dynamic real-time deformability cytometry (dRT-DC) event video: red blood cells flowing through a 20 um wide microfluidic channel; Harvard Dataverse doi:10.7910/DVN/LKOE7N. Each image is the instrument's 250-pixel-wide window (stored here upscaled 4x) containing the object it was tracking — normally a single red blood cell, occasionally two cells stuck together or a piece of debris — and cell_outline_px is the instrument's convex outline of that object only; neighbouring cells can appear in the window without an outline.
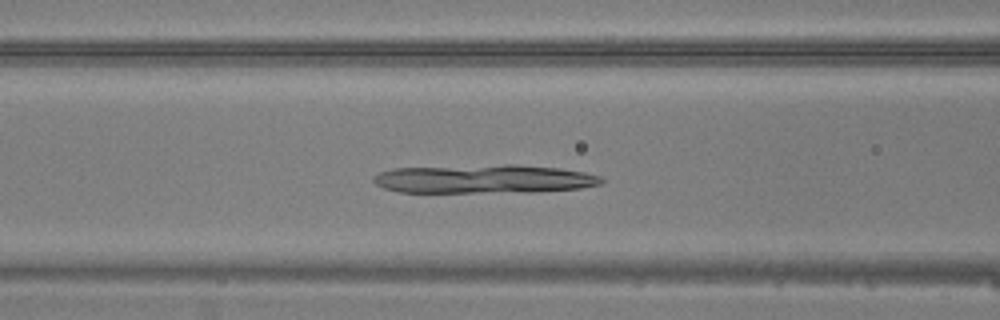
{"species": "common noctule bat (a hibernating species)", "species_latin": "Nyctalus noctula", "temperature_condition": "warm", "stored_images_in_passage": 46, "camera_frame_rate_fps": 3000, "um_per_image_px": 0.085, "animal": {"sex": "male", "body_mass_g": 20.5, "forearm_length_mm": 52.5}, "frame": {"image": 1, "passage_image": 19, "time_ms": 6.0, "image_size_px": [1000, 320], "cell_outline_px": [[604, 180], [600, 184], [580, 188], [532, 192], [400, 192], [384, 188], [376, 184], [372, 180], [372, 176], [380, 172], [392, 168], [504, 164], [516, 164], [560, 168], [584, 172], [600, 176]], "centroid_in_image_um": [41.12, 15.2], "position_along_channel_um": 125.5, "area_um2": 38.26}}
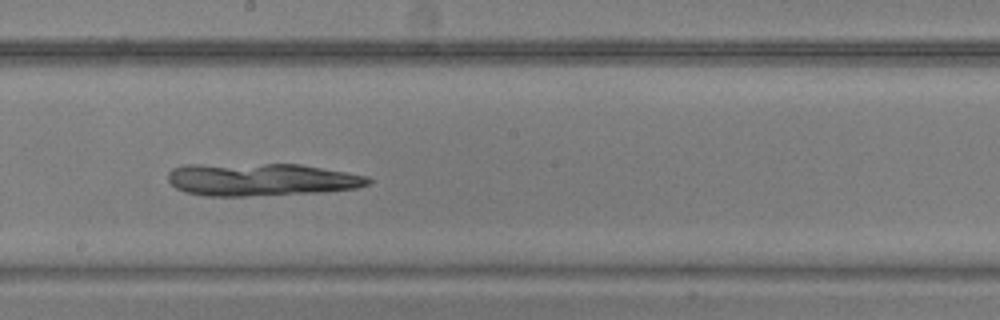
{"frame": {"image": 2, "passage_image": 26, "time_ms": 8.333, "image_size_px": [1000, 320], "cell_outline_px": [[372, 180], [368, 184], [356, 188], [316, 192], [244, 196], [204, 196], [184, 192], [176, 188], [168, 180], [168, 172], [172, 168], [184, 164], [300, 164], [368, 176]], "centroid_in_image_um": [22.13, 15.25], "position_along_channel_um": 226.1, "area_um2": 38.09}}
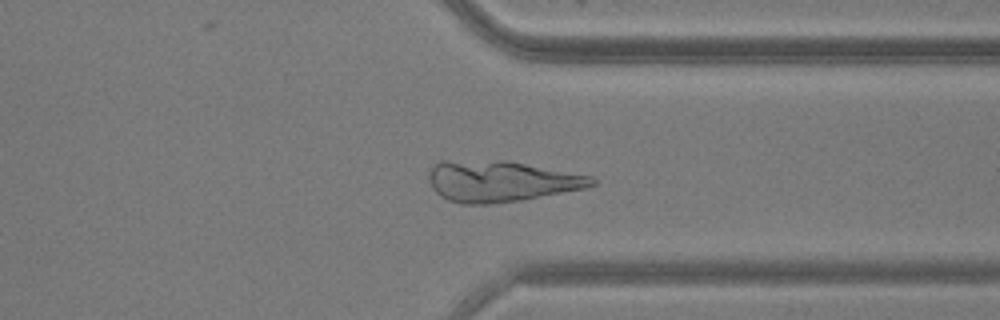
{"frame": {"image": 3, "passage_image": 36, "time_ms": 11.667, "image_size_px": [1000, 320], "cell_outline_px": [[596, 184], [584, 188], [520, 200], [488, 204], [460, 204], [448, 200], [440, 196], [432, 188], [428, 176], [432, 168], [440, 160], [508, 160], [592, 176], [596, 180]], "centroid_in_image_um": [42.55, 15.39], "position_along_channel_um": 368.9, "area_um2": 38.96}}